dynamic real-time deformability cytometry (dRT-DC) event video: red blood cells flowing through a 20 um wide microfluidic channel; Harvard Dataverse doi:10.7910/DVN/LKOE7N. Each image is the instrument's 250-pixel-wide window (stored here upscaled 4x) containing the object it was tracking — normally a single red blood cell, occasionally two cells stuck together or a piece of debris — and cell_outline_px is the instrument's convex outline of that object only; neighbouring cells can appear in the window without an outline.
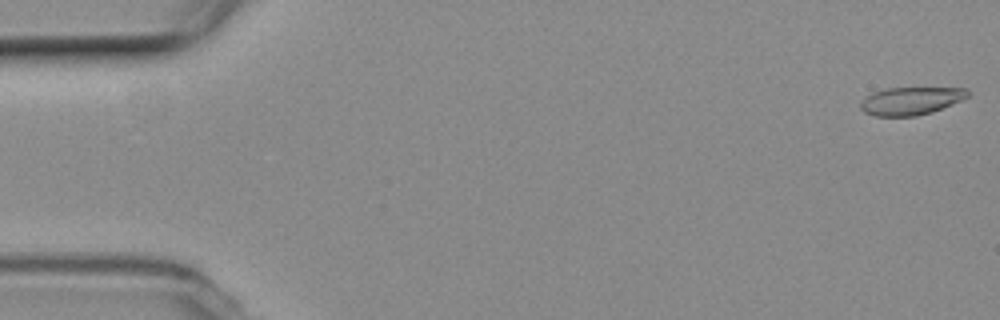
{"species": "common noctule bat (a hibernating species)", "species_latin": "Nyctalus noctula", "temperature_condition": "room temperature", "stored_images_in_passage": 8, "camera_frame_rate_fps": 3000, "um_per_image_px": 0.085, "animal": {"sex": "female", "body_mass_g": 19.3, "forearm_length_mm": 54.1}, "frame": {"image": 1, "passage_image": 1, "time_ms": 0.0, "image_size_px": [1000, 320], "cell_outline_px": [[968, 96], [960, 100], [932, 112], [916, 116], [876, 116], [864, 112], [860, 108], [860, 104], [872, 92], [884, 88], [968, 88]], "centroid_in_image_um": [77.4, 8.57], "position_along_channel_um": 7.6, "area_um2": 17.17}}